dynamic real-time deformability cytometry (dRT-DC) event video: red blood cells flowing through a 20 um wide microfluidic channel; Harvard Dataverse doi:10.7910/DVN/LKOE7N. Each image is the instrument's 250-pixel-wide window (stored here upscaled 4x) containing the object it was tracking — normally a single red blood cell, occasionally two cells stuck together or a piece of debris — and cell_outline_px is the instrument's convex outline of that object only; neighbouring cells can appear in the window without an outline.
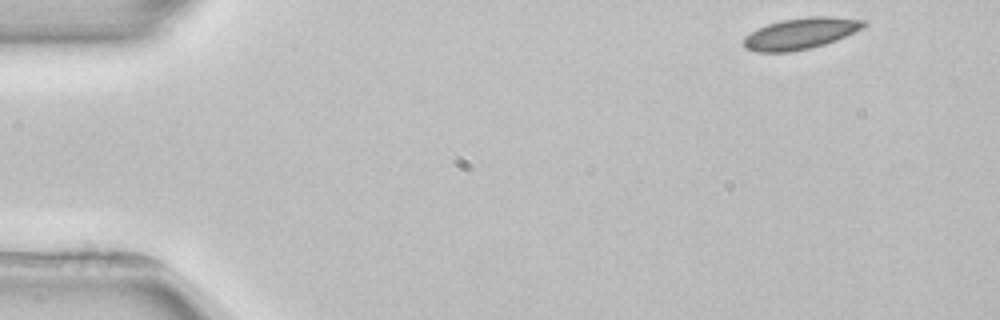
{"species": "common noctule bat (a hibernating species)", "species_latin": "Nyctalus noctula", "temperature_condition": "room temperature", "stored_images_in_passage": 4, "camera_frame_rate_fps": 3000, "um_per_image_px": 0.085, "animal": {"sex": "female", "body_mass_g": 22.7, "forearm_length_mm": 54.2}, "frame": {"image": 1, "passage_image": 1, "time_ms": 0.0, "image_size_px": [1000, 320], "cell_outline_px": [[868, 24], [836, 40], [812, 48], [792, 52], [756, 52], [744, 48], [744, 36], [756, 28], [768, 24], [784, 20], [812, 16], [832, 16], [868, 20]], "centroid_in_image_um": [68.03, 2.85], "position_along_channel_um": 17.0, "area_um2": 21.91}}
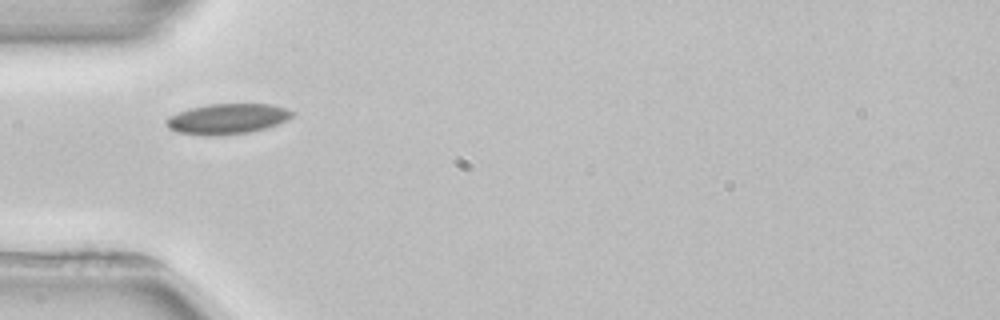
{"frame": {"image": 2, "passage_image": 3, "time_ms": 4.0, "image_size_px": [1000, 320], "cell_outline_px": [[296, 112], [288, 120], [264, 128], [248, 132], [220, 136], [204, 136], [176, 132], [168, 128], [164, 124], [164, 120], [168, 116], [192, 108], [208, 104], [272, 104], [288, 108]], "centroid_in_image_um": [19.31, 10.11], "position_along_channel_um": 65.7, "area_um2": 22.54}}